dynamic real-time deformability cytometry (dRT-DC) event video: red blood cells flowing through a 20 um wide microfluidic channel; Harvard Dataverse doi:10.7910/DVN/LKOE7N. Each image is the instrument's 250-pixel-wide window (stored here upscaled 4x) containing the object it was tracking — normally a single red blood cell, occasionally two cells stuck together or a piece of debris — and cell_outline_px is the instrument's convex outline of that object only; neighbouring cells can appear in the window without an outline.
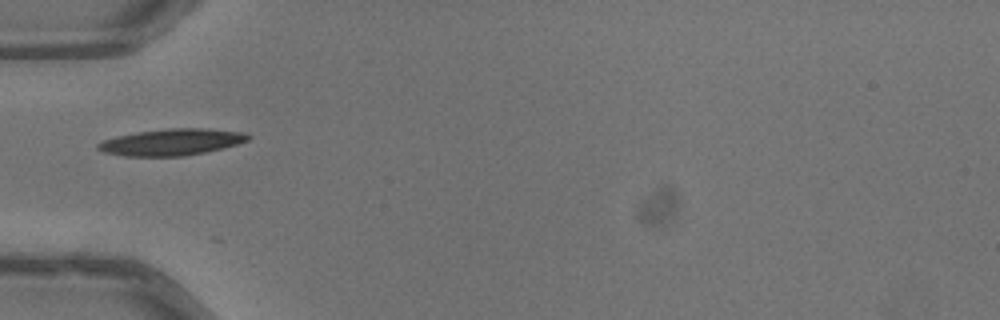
{"species": "common noctule bat (a hibernating species)", "species_latin": "Nyctalus noctula", "temperature_condition": "warm", "stored_images_in_passage": 7, "camera_frame_rate_fps": 3000, "um_per_image_px": 0.085, "animal": {"sex": "male", "body_mass_g": 13.3}, "frame": {"image": 1, "passage_image": 1, "time_ms": 0.0, "image_size_px": [1000, 320], "cell_outline_px": [[252, 136], [248, 140], [236, 144], [204, 152], [184, 156], [124, 156], [104, 152], [96, 148], [96, 144], [104, 140], [116, 136], [136, 132], [168, 128], [208, 128], [244, 132]], "centroid_in_image_um": [14.57, 12.07], "position_along_channel_um": 70.4, "area_um2": 23.18}}
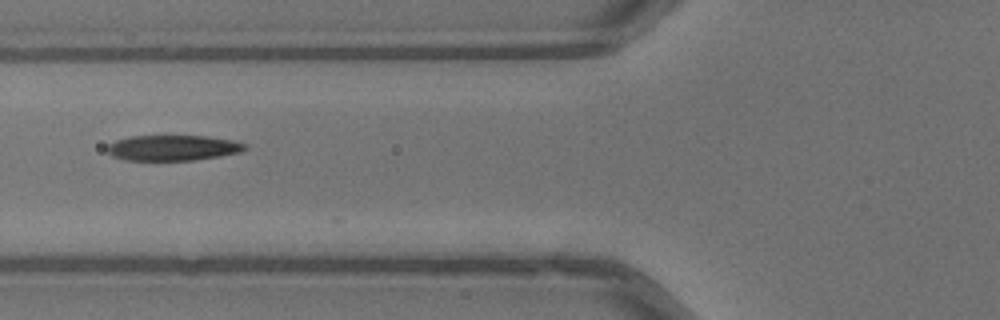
{"frame": {"image": 2, "passage_image": 4, "time_ms": 1.0, "image_size_px": [1000, 320], "cell_outline_px": [[248, 148], [240, 152], [220, 156], [196, 160], [124, 160], [112, 156], [108, 152], [108, 144], [116, 140], [132, 136], [208, 136], [232, 140], [244, 144]], "centroid_in_image_um": [14.69, 12.57], "position_along_channel_um": 111.1, "area_um2": 20.4}}